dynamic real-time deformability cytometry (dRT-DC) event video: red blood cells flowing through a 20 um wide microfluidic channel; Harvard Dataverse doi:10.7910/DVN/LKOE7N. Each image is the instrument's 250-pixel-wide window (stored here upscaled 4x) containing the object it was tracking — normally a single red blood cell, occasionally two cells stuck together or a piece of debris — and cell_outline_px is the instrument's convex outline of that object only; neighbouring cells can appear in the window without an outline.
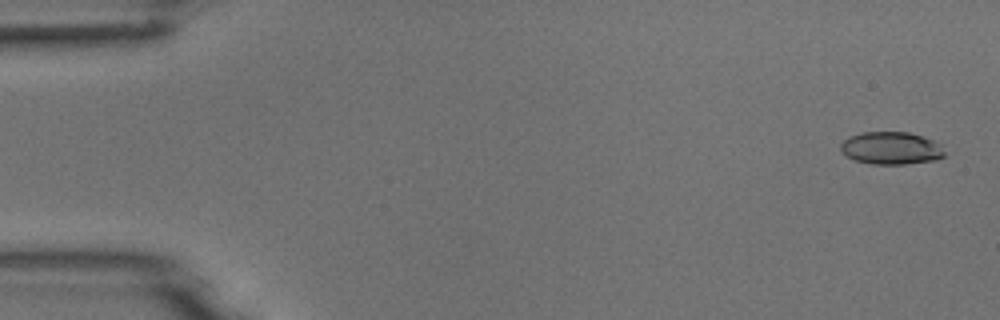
{"species": "common noctule bat (a hibernating species)", "species_latin": "Nyctalus noctula", "temperature_condition": "room temperature", "stored_images_in_passage": 51, "camera_frame_rate_fps": 3000, "um_per_image_px": 0.085, "animal": {"sex": "male", "body_mass_g": 18.8}, "frame": {"image": 1, "passage_image": 2, "time_ms": 0.333, "image_size_px": [1000, 320], "cell_outline_px": [[944, 156], [936, 160], [904, 164], [872, 164], [856, 160], [840, 152], [840, 144], [848, 136], [860, 132], [908, 132], [932, 140], [940, 144], [944, 152]], "centroid_in_image_um": [75.71, 12.59], "position_along_channel_um": 9.3, "area_um2": 19.71}}
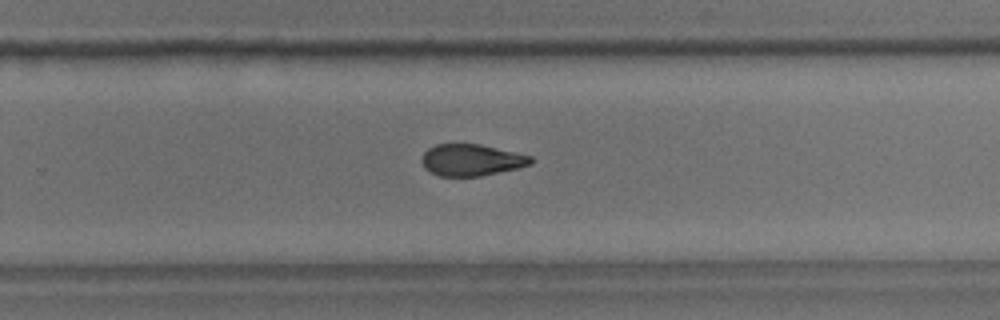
{"frame": {"image": 2, "passage_image": 33, "time_ms": 10.667, "image_size_px": [1000, 320], "cell_outline_px": [[532, 164], [516, 168], [480, 176], [440, 176], [424, 168], [420, 160], [424, 152], [428, 148], [436, 144], [480, 144], [532, 156]], "centroid_in_image_um": [40.04, 13.59], "position_along_channel_um": 289.8, "area_um2": 20.0}}
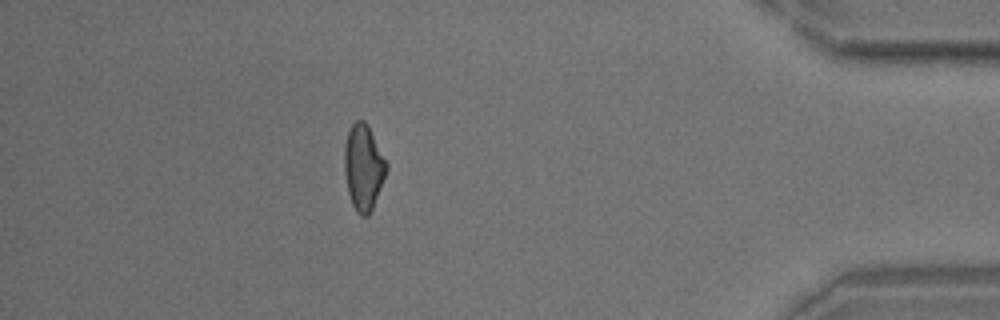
{"frame": {"image": 3, "passage_image": 45, "time_ms": 14.667, "image_size_px": [1000, 320], "cell_outline_px": [[388, 168], [372, 208], [368, 216], [360, 216], [356, 212], [352, 204], [348, 192], [344, 172], [344, 148], [348, 132], [352, 124], [356, 120], [364, 120], [368, 124], [388, 164]], "centroid_in_image_um": [30.89, 14.21], "position_along_channel_um": 404.3, "area_um2": 20.98}}